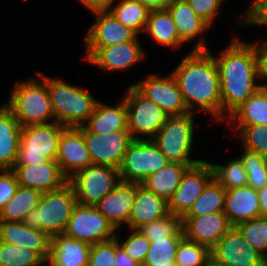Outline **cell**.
<instances>
[{
	"label": "cell",
	"instance_id": "6da1fadb",
	"mask_svg": "<svg viewBox=\"0 0 267 266\" xmlns=\"http://www.w3.org/2000/svg\"><path fill=\"white\" fill-rule=\"evenodd\" d=\"M218 55L214 60L220 79L221 121H225L261 87L256 81L263 76L262 60L257 42H243L238 37Z\"/></svg>",
	"mask_w": 267,
	"mask_h": 266
},
{
	"label": "cell",
	"instance_id": "7a4b0ae2",
	"mask_svg": "<svg viewBox=\"0 0 267 266\" xmlns=\"http://www.w3.org/2000/svg\"><path fill=\"white\" fill-rule=\"evenodd\" d=\"M171 73L189 112H205L221 121L219 72L210 49L191 50Z\"/></svg>",
	"mask_w": 267,
	"mask_h": 266
},
{
	"label": "cell",
	"instance_id": "3957f363",
	"mask_svg": "<svg viewBox=\"0 0 267 266\" xmlns=\"http://www.w3.org/2000/svg\"><path fill=\"white\" fill-rule=\"evenodd\" d=\"M37 76L40 80L16 81L5 103L21 127L55 122L46 75L39 72Z\"/></svg>",
	"mask_w": 267,
	"mask_h": 266
},
{
	"label": "cell",
	"instance_id": "277c9868",
	"mask_svg": "<svg viewBox=\"0 0 267 266\" xmlns=\"http://www.w3.org/2000/svg\"><path fill=\"white\" fill-rule=\"evenodd\" d=\"M55 122L65 127L82 126L94 112L96 100L84 87L65 83L64 80L46 76Z\"/></svg>",
	"mask_w": 267,
	"mask_h": 266
},
{
	"label": "cell",
	"instance_id": "5b68a950",
	"mask_svg": "<svg viewBox=\"0 0 267 266\" xmlns=\"http://www.w3.org/2000/svg\"><path fill=\"white\" fill-rule=\"evenodd\" d=\"M76 204L75 190L68 181L59 189L42 193L38 206L26 215L23 223L45 231L50 237L62 234Z\"/></svg>",
	"mask_w": 267,
	"mask_h": 266
},
{
	"label": "cell",
	"instance_id": "8992f818",
	"mask_svg": "<svg viewBox=\"0 0 267 266\" xmlns=\"http://www.w3.org/2000/svg\"><path fill=\"white\" fill-rule=\"evenodd\" d=\"M194 116V112L168 116L165 124L152 138L170 162L188 164L191 167L203 161L190 159L195 132Z\"/></svg>",
	"mask_w": 267,
	"mask_h": 266
},
{
	"label": "cell",
	"instance_id": "52a82bcc",
	"mask_svg": "<svg viewBox=\"0 0 267 266\" xmlns=\"http://www.w3.org/2000/svg\"><path fill=\"white\" fill-rule=\"evenodd\" d=\"M65 128L57 122L21 127L15 166H34L55 160L58 141Z\"/></svg>",
	"mask_w": 267,
	"mask_h": 266
},
{
	"label": "cell",
	"instance_id": "ba28073f",
	"mask_svg": "<svg viewBox=\"0 0 267 266\" xmlns=\"http://www.w3.org/2000/svg\"><path fill=\"white\" fill-rule=\"evenodd\" d=\"M169 163L152 139H133L118 170L121 181L141 184Z\"/></svg>",
	"mask_w": 267,
	"mask_h": 266
},
{
	"label": "cell",
	"instance_id": "9c48e42d",
	"mask_svg": "<svg viewBox=\"0 0 267 266\" xmlns=\"http://www.w3.org/2000/svg\"><path fill=\"white\" fill-rule=\"evenodd\" d=\"M124 94L128 131L131 138L152 139L165 124L168 115L158 104L147 99L132 84Z\"/></svg>",
	"mask_w": 267,
	"mask_h": 266
},
{
	"label": "cell",
	"instance_id": "30bf717a",
	"mask_svg": "<svg viewBox=\"0 0 267 266\" xmlns=\"http://www.w3.org/2000/svg\"><path fill=\"white\" fill-rule=\"evenodd\" d=\"M68 181L72 184L77 203L95 206L120 182L118 168L92 164L77 171Z\"/></svg>",
	"mask_w": 267,
	"mask_h": 266
},
{
	"label": "cell",
	"instance_id": "8fae6325",
	"mask_svg": "<svg viewBox=\"0 0 267 266\" xmlns=\"http://www.w3.org/2000/svg\"><path fill=\"white\" fill-rule=\"evenodd\" d=\"M116 230L95 207L76 204L64 234L92 246L115 238Z\"/></svg>",
	"mask_w": 267,
	"mask_h": 266
},
{
	"label": "cell",
	"instance_id": "7c38bea8",
	"mask_svg": "<svg viewBox=\"0 0 267 266\" xmlns=\"http://www.w3.org/2000/svg\"><path fill=\"white\" fill-rule=\"evenodd\" d=\"M136 36L132 41L121 42L106 47H85L83 59L104 71H123L143 61L145 50Z\"/></svg>",
	"mask_w": 267,
	"mask_h": 266
},
{
	"label": "cell",
	"instance_id": "4fadbf2b",
	"mask_svg": "<svg viewBox=\"0 0 267 266\" xmlns=\"http://www.w3.org/2000/svg\"><path fill=\"white\" fill-rule=\"evenodd\" d=\"M212 179L213 170L208 161L203 160L189 167L183 174L180 185L168 201L169 212L182 218Z\"/></svg>",
	"mask_w": 267,
	"mask_h": 266
},
{
	"label": "cell",
	"instance_id": "5bb4252c",
	"mask_svg": "<svg viewBox=\"0 0 267 266\" xmlns=\"http://www.w3.org/2000/svg\"><path fill=\"white\" fill-rule=\"evenodd\" d=\"M133 86L147 99L154 101L168 115L188 113L178 83L170 72L165 77L153 74L139 81Z\"/></svg>",
	"mask_w": 267,
	"mask_h": 266
},
{
	"label": "cell",
	"instance_id": "9a60e30c",
	"mask_svg": "<svg viewBox=\"0 0 267 266\" xmlns=\"http://www.w3.org/2000/svg\"><path fill=\"white\" fill-rule=\"evenodd\" d=\"M211 256L223 266H263L264 256L254 249L233 226L211 250Z\"/></svg>",
	"mask_w": 267,
	"mask_h": 266
},
{
	"label": "cell",
	"instance_id": "2e32d148",
	"mask_svg": "<svg viewBox=\"0 0 267 266\" xmlns=\"http://www.w3.org/2000/svg\"><path fill=\"white\" fill-rule=\"evenodd\" d=\"M92 164L119 168L128 145L133 140L129 131L109 134L83 132Z\"/></svg>",
	"mask_w": 267,
	"mask_h": 266
},
{
	"label": "cell",
	"instance_id": "e0dca14e",
	"mask_svg": "<svg viewBox=\"0 0 267 266\" xmlns=\"http://www.w3.org/2000/svg\"><path fill=\"white\" fill-rule=\"evenodd\" d=\"M55 161L68 179L77 171L92 165L84 134L78 127H66L62 131Z\"/></svg>",
	"mask_w": 267,
	"mask_h": 266
},
{
	"label": "cell",
	"instance_id": "ac0fdd59",
	"mask_svg": "<svg viewBox=\"0 0 267 266\" xmlns=\"http://www.w3.org/2000/svg\"><path fill=\"white\" fill-rule=\"evenodd\" d=\"M181 226L187 240L197 242L210 251L233 227L224 212L210 213L199 217H182Z\"/></svg>",
	"mask_w": 267,
	"mask_h": 266
},
{
	"label": "cell",
	"instance_id": "d6986e66",
	"mask_svg": "<svg viewBox=\"0 0 267 266\" xmlns=\"http://www.w3.org/2000/svg\"><path fill=\"white\" fill-rule=\"evenodd\" d=\"M95 15L93 25L85 34L86 47H106L121 42L132 41L138 36L129 27L119 22L107 9L92 12Z\"/></svg>",
	"mask_w": 267,
	"mask_h": 266
},
{
	"label": "cell",
	"instance_id": "ffe728a7",
	"mask_svg": "<svg viewBox=\"0 0 267 266\" xmlns=\"http://www.w3.org/2000/svg\"><path fill=\"white\" fill-rule=\"evenodd\" d=\"M136 193L137 183L121 181L95 207L117 231L121 225H128Z\"/></svg>",
	"mask_w": 267,
	"mask_h": 266
},
{
	"label": "cell",
	"instance_id": "44dd1931",
	"mask_svg": "<svg viewBox=\"0 0 267 266\" xmlns=\"http://www.w3.org/2000/svg\"><path fill=\"white\" fill-rule=\"evenodd\" d=\"M12 170L20 186L33 188L41 193L59 189L68 182L55 160L34 166H14Z\"/></svg>",
	"mask_w": 267,
	"mask_h": 266
},
{
	"label": "cell",
	"instance_id": "7402d4cb",
	"mask_svg": "<svg viewBox=\"0 0 267 266\" xmlns=\"http://www.w3.org/2000/svg\"><path fill=\"white\" fill-rule=\"evenodd\" d=\"M0 242L33 250L46 262L50 255L51 237L45 231L32 229L23 222H0Z\"/></svg>",
	"mask_w": 267,
	"mask_h": 266
},
{
	"label": "cell",
	"instance_id": "603a6c76",
	"mask_svg": "<svg viewBox=\"0 0 267 266\" xmlns=\"http://www.w3.org/2000/svg\"><path fill=\"white\" fill-rule=\"evenodd\" d=\"M78 128L82 132H93L96 134L128 131L127 107L124 98L121 97L114 107L98 101L94 112Z\"/></svg>",
	"mask_w": 267,
	"mask_h": 266
},
{
	"label": "cell",
	"instance_id": "cb8c5ba5",
	"mask_svg": "<svg viewBox=\"0 0 267 266\" xmlns=\"http://www.w3.org/2000/svg\"><path fill=\"white\" fill-rule=\"evenodd\" d=\"M167 9L173 17L183 43L201 34L192 50H209L202 33L209 30L210 26L194 12L186 0H174Z\"/></svg>",
	"mask_w": 267,
	"mask_h": 266
},
{
	"label": "cell",
	"instance_id": "d4e9b609",
	"mask_svg": "<svg viewBox=\"0 0 267 266\" xmlns=\"http://www.w3.org/2000/svg\"><path fill=\"white\" fill-rule=\"evenodd\" d=\"M224 214L232 226L260 217L257 190L249 185L226 190Z\"/></svg>",
	"mask_w": 267,
	"mask_h": 266
},
{
	"label": "cell",
	"instance_id": "484cf974",
	"mask_svg": "<svg viewBox=\"0 0 267 266\" xmlns=\"http://www.w3.org/2000/svg\"><path fill=\"white\" fill-rule=\"evenodd\" d=\"M91 246L64 233L51 237L48 266H88Z\"/></svg>",
	"mask_w": 267,
	"mask_h": 266
},
{
	"label": "cell",
	"instance_id": "4316f807",
	"mask_svg": "<svg viewBox=\"0 0 267 266\" xmlns=\"http://www.w3.org/2000/svg\"><path fill=\"white\" fill-rule=\"evenodd\" d=\"M168 202L137 183V193L129 216L128 228L139 229L167 215Z\"/></svg>",
	"mask_w": 267,
	"mask_h": 266
},
{
	"label": "cell",
	"instance_id": "83f0119b",
	"mask_svg": "<svg viewBox=\"0 0 267 266\" xmlns=\"http://www.w3.org/2000/svg\"><path fill=\"white\" fill-rule=\"evenodd\" d=\"M21 125L5 105L0 106V169H13L20 143Z\"/></svg>",
	"mask_w": 267,
	"mask_h": 266
},
{
	"label": "cell",
	"instance_id": "f1b7e54d",
	"mask_svg": "<svg viewBox=\"0 0 267 266\" xmlns=\"http://www.w3.org/2000/svg\"><path fill=\"white\" fill-rule=\"evenodd\" d=\"M227 123L232 126H267V94L260 87L228 117Z\"/></svg>",
	"mask_w": 267,
	"mask_h": 266
},
{
	"label": "cell",
	"instance_id": "f546056e",
	"mask_svg": "<svg viewBox=\"0 0 267 266\" xmlns=\"http://www.w3.org/2000/svg\"><path fill=\"white\" fill-rule=\"evenodd\" d=\"M189 167L188 164L170 162L159 171L148 176L141 185L168 202Z\"/></svg>",
	"mask_w": 267,
	"mask_h": 266
},
{
	"label": "cell",
	"instance_id": "4dcf8cb0",
	"mask_svg": "<svg viewBox=\"0 0 267 266\" xmlns=\"http://www.w3.org/2000/svg\"><path fill=\"white\" fill-rule=\"evenodd\" d=\"M149 33L159 45L179 48L183 45L173 17L168 9L153 10L149 14L144 33Z\"/></svg>",
	"mask_w": 267,
	"mask_h": 266
},
{
	"label": "cell",
	"instance_id": "1f68e13d",
	"mask_svg": "<svg viewBox=\"0 0 267 266\" xmlns=\"http://www.w3.org/2000/svg\"><path fill=\"white\" fill-rule=\"evenodd\" d=\"M42 193L18 186L14 196L0 210V222H24L26 215L38 206Z\"/></svg>",
	"mask_w": 267,
	"mask_h": 266
},
{
	"label": "cell",
	"instance_id": "d6a6232c",
	"mask_svg": "<svg viewBox=\"0 0 267 266\" xmlns=\"http://www.w3.org/2000/svg\"><path fill=\"white\" fill-rule=\"evenodd\" d=\"M114 3L115 5H113ZM107 10L138 36L140 33H144L151 12L147 7L135 0H112Z\"/></svg>",
	"mask_w": 267,
	"mask_h": 266
},
{
	"label": "cell",
	"instance_id": "836d02e7",
	"mask_svg": "<svg viewBox=\"0 0 267 266\" xmlns=\"http://www.w3.org/2000/svg\"><path fill=\"white\" fill-rule=\"evenodd\" d=\"M226 190L213 178L183 217H199L224 212Z\"/></svg>",
	"mask_w": 267,
	"mask_h": 266
},
{
	"label": "cell",
	"instance_id": "e575fe53",
	"mask_svg": "<svg viewBox=\"0 0 267 266\" xmlns=\"http://www.w3.org/2000/svg\"><path fill=\"white\" fill-rule=\"evenodd\" d=\"M213 178L225 189L230 190L247 185L248 175L240 157L226 164L210 163Z\"/></svg>",
	"mask_w": 267,
	"mask_h": 266
},
{
	"label": "cell",
	"instance_id": "d590c367",
	"mask_svg": "<svg viewBox=\"0 0 267 266\" xmlns=\"http://www.w3.org/2000/svg\"><path fill=\"white\" fill-rule=\"evenodd\" d=\"M46 261L28 248L0 242V265L2 266H44Z\"/></svg>",
	"mask_w": 267,
	"mask_h": 266
},
{
	"label": "cell",
	"instance_id": "8d00e7d4",
	"mask_svg": "<svg viewBox=\"0 0 267 266\" xmlns=\"http://www.w3.org/2000/svg\"><path fill=\"white\" fill-rule=\"evenodd\" d=\"M183 238H160L150 241L142 266H172L175 263L176 251Z\"/></svg>",
	"mask_w": 267,
	"mask_h": 266
},
{
	"label": "cell",
	"instance_id": "74e56055",
	"mask_svg": "<svg viewBox=\"0 0 267 266\" xmlns=\"http://www.w3.org/2000/svg\"><path fill=\"white\" fill-rule=\"evenodd\" d=\"M139 230L150 241L160 238H184L181 218L170 212L156 221L143 225Z\"/></svg>",
	"mask_w": 267,
	"mask_h": 266
},
{
	"label": "cell",
	"instance_id": "f35d334b",
	"mask_svg": "<svg viewBox=\"0 0 267 266\" xmlns=\"http://www.w3.org/2000/svg\"><path fill=\"white\" fill-rule=\"evenodd\" d=\"M243 151L239 157L248 175L247 185L259 190L267 185V158L245 147Z\"/></svg>",
	"mask_w": 267,
	"mask_h": 266
},
{
	"label": "cell",
	"instance_id": "ab89813d",
	"mask_svg": "<svg viewBox=\"0 0 267 266\" xmlns=\"http://www.w3.org/2000/svg\"><path fill=\"white\" fill-rule=\"evenodd\" d=\"M244 239L263 256L267 255V217H258L235 226Z\"/></svg>",
	"mask_w": 267,
	"mask_h": 266
},
{
	"label": "cell",
	"instance_id": "60d3db41",
	"mask_svg": "<svg viewBox=\"0 0 267 266\" xmlns=\"http://www.w3.org/2000/svg\"><path fill=\"white\" fill-rule=\"evenodd\" d=\"M211 257V251L197 242L187 240L180 241L175 257L177 266H203Z\"/></svg>",
	"mask_w": 267,
	"mask_h": 266
},
{
	"label": "cell",
	"instance_id": "b9f144b4",
	"mask_svg": "<svg viewBox=\"0 0 267 266\" xmlns=\"http://www.w3.org/2000/svg\"><path fill=\"white\" fill-rule=\"evenodd\" d=\"M238 132L241 147L256 151L267 158V126H233Z\"/></svg>",
	"mask_w": 267,
	"mask_h": 266
},
{
	"label": "cell",
	"instance_id": "7bdbcfd3",
	"mask_svg": "<svg viewBox=\"0 0 267 266\" xmlns=\"http://www.w3.org/2000/svg\"><path fill=\"white\" fill-rule=\"evenodd\" d=\"M130 234L126 237L125 241H122L115 235L118 240L119 246L137 263L141 266L145 261L147 252L150 248V240L139 230L131 229Z\"/></svg>",
	"mask_w": 267,
	"mask_h": 266
},
{
	"label": "cell",
	"instance_id": "ee69618b",
	"mask_svg": "<svg viewBox=\"0 0 267 266\" xmlns=\"http://www.w3.org/2000/svg\"><path fill=\"white\" fill-rule=\"evenodd\" d=\"M116 238L92 245L89 252L88 266H115Z\"/></svg>",
	"mask_w": 267,
	"mask_h": 266
},
{
	"label": "cell",
	"instance_id": "f6af8a7d",
	"mask_svg": "<svg viewBox=\"0 0 267 266\" xmlns=\"http://www.w3.org/2000/svg\"><path fill=\"white\" fill-rule=\"evenodd\" d=\"M194 12L210 27L224 0H186Z\"/></svg>",
	"mask_w": 267,
	"mask_h": 266
},
{
	"label": "cell",
	"instance_id": "bcb514c9",
	"mask_svg": "<svg viewBox=\"0 0 267 266\" xmlns=\"http://www.w3.org/2000/svg\"><path fill=\"white\" fill-rule=\"evenodd\" d=\"M19 183L12 169H0V210L14 196Z\"/></svg>",
	"mask_w": 267,
	"mask_h": 266
},
{
	"label": "cell",
	"instance_id": "7dc6e473",
	"mask_svg": "<svg viewBox=\"0 0 267 266\" xmlns=\"http://www.w3.org/2000/svg\"><path fill=\"white\" fill-rule=\"evenodd\" d=\"M260 18H267V0H253L251 6L246 10V13L243 14L241 24L239 23L238 27L245 25L243 20H257Z\"/></svg>",
	"mask_w": 267,
	"mask_h": 266
},
{
	"label": "cell",
	"instance_id": "c3c4849f",
	"mask_svg": "<svg viewBox=\"0 0 267 266\" xmlns=\"http://www.w3.org/2000/svg\"><path fill=\"white\" fill-rule=\"evenodd\" d=\"M245 25H261L267 26V18H260L257 20H243ZM249 24V25H248ZM259 45L260 51H261V60H262V71L263 74H267V38L266 40L262 41Z\"/></svg>",
	"mask_w": 267,
	"mask_h": 266
},
{
	"label": "cell",
	"instance_id": "681fc988",
	"mask_svg": "<svg viewBox=\"0 0 267 266\" xmlns=\"http://www.w3.org/2000/svg\"><path fill=\"white\" fill-rule=\"evenodd\" d=\"M116 263L115 266H141L134 261L120 246L116 239Z\"/></svg>",
	"mask_w": 267,
	"mask_h": 266
},
{
	"label": "cell",
	"instance_id": "f907efd6",
	"mask_svg": "<svg viewBox=\"0 0 267 266\" xmlns=\"http://www.w3.org/2000/svg\"><path fill=\"white\" fill-rule=\"evenodd\" d=\"M147 7L150 11L167 9L174 0H135Z\"/></svg>",
	"mask_w": 267,
	"mask_h": 266
},
{
	"label": "cell",
	"instance_id": "816d5d0a",
	"mask_svg": "<svg viewBox=\"0 0 267 266\" xmlns=\"http://www.w3.org/2000/svg\"><path fill=\"white\" fill-rule=\"evenodd\" d=\"M91 12L108 9L109 3L112 0H78Z\"/></svg>",
	"mask_w": 267,
	"mask_h": 266
},
{
	"label": "cell",
	"instance_id": "f5cc1de1",
	"mask_svg": "<svg viewBox=\"0 0 267 266\" xmlns=\"http://www.w3.org/2000/svg\"><path fill=\"white\" fill-rule=\"evenodd\" d=\"M260 204V217H267V185L257 190Z\"/></svg>",
	"mask_w": 267,
	"mask_h": 266
},
{
	"label": "cell",
	"instance_id": "db71d44e",
	"mask_svg": "<svg viewBox=\"0 0 267 266\" xmlns=\"http://www.w3.org/2000/svg\"><path fill=\"white\" fill-rule=\"evenodd\" d=\"M203 266H223L217 262L212 256L205 262Z\"/></svg>",
	"mask_w": 267,
	"mask_h": 266
},
{
	"label": "cell",
	"instance_id": "11a10c76",
	"mask_svg": "<svg viewBox=\"0 0 267 266\" xmlns=\"http://www.w3.org/2000/svg\"><path fill=\"white\" fill-rule=\"evenodd\" d=\"M262 82L265 81V83H260L261 84V88L264 90V92L267 94V74H263L261 80Z\"/></svg>",
	"mask_w": 267,
	"mask_h": 266
},
{
	"label": "cell",
	"instance_id": "9f6ffc18",
	"mask_svg": "<svg viewBox=\"0 0 267 266\" xmlns=\"http://www.w3.org/2000/svg\"><path fill=\"white\" fill-rule=\"evenodd\" d=\"M263 266H267V255L264 256V263H263Z\"/></svg>",
	"mask_w": 267,
	"mask_h": 266
}]
</instances>
